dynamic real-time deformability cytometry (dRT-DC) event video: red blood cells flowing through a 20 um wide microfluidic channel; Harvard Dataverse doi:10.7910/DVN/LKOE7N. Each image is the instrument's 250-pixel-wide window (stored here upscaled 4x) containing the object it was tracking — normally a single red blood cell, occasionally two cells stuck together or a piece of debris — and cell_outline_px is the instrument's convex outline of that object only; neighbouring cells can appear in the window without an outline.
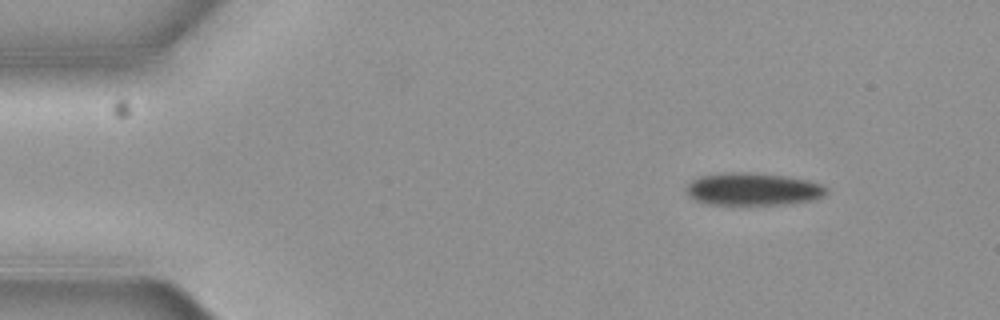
{"species": "common noctule bat (a hibernating species)", "species_latin": "Nyctalus noctula", "temperature_condition": "cold", "stored_images_in_passage": 7, "camera_frame_rate_fps": 3000, "um_per_image_px": 0.085, "animal": {"sex": "female", "body_mass_g": 19.3, "forearm_length_mm": 54.1}, "frame": {"image": 1, "passage_image": 1, "time_ms": 0.0, "image_size_px": [1000, 320], "cell_outline_px": [[828, 192], [820, 196], [808, 200], [776, 204], [712, 204], [696, 200], [688, 196], [684, 188], [692, 180], [700, 176], [720, 172], [756, 172], [788, 176], [808, 180], [820, 184], [828, 188]], "centroid_in_image_um": [63.94, 16.04], "position_along_channel_um": 21.1, "area_um2": 26.47}}
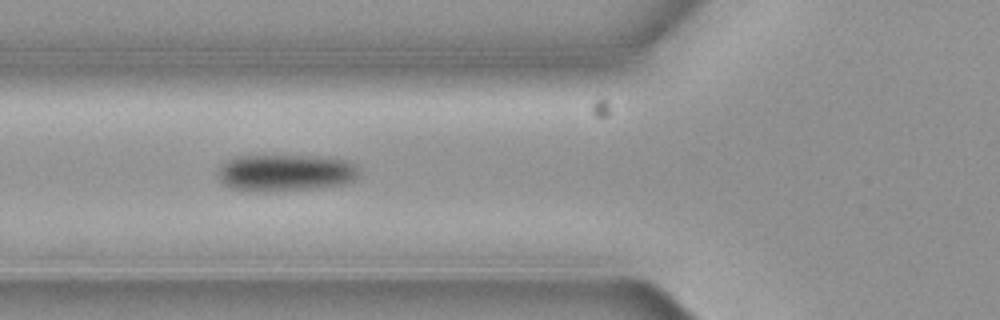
{"frame": {"image": 2, "passage_image": 5, "time_ms": 1.333, "image_size_px": [1000, 320], "cell_outline_px": [[356, 176], [352, 180], [344, 184], [316, 188], [272, 192], [256, 192], [228, 188], [216, 176], [216, 172], [220, 164], [236, 156], [328, 156], [344, 160], [352, 164], [356, 168]], "centroid_in_image_um": [24.16, 14.7], "position_along_channel_um": 101.6, "area_um2": 30.63}}
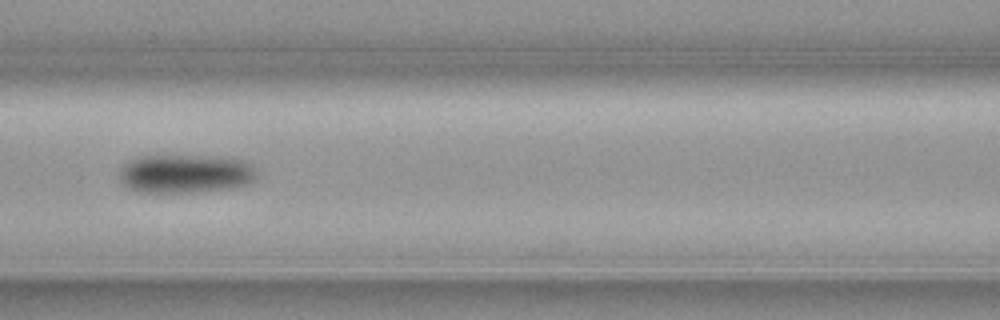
{"frame": {"image": 3, "passage_image": 6, "time_ms": 1.667, "image_size_px": [1000, 320], "cell_outline_px": [[260, 172], [248, 184], [232, 188], [200, 192], [136, 192], [128, 188], [120, 180], [120, 172], [124, 164], [140, 156], [232, 156], [244, 160], [252, 164]], "centroid_in_image_um": [15.84, 14.76], "position_along_channel_um": 150.8, "area_um2": 31.44}}